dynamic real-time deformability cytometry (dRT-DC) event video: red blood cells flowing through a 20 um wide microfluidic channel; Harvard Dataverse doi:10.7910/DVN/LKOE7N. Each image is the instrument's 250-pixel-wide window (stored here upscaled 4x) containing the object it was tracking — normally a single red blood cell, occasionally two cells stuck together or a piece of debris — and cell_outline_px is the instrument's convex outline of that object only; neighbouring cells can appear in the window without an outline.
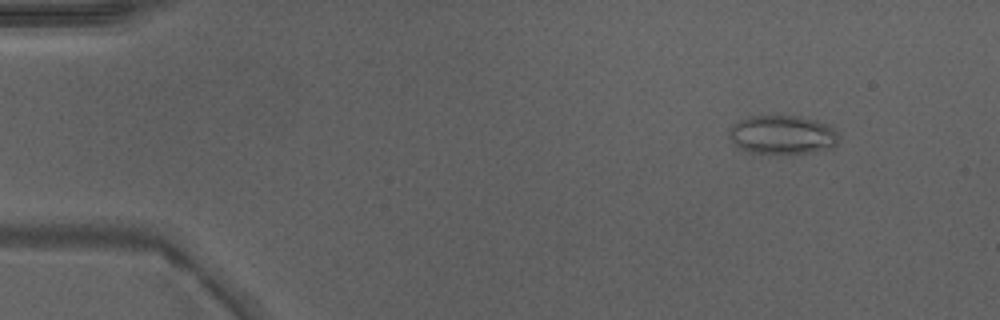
{"species": "Egyptian fruit bat (a non-hibernating species)", "species_latin": "Rousettus aegyptiacus", "temperature_condition": "warm", "stored_images_in_passage": 48, "camera_frame_rate_fps": 3000, "um_per_image_px": 0.085, "animal": {"sex": "male"}, "frame": {"image": 1, "passage_image": 5, "time_ms": 1.333, "image_size_px": [1000, 320], "cell_outline_px": [[840, 136], [836, 144], [832, 148], [808, 152], [756, 152], [740, 148], [728, 136], [728, 132], [732, 124], [740, 120], [752, 116], [800, 116], [816, 120], [828, 124], [836, 128]], "centroid_in_image_um": [66.55, 11.42], "position_along_channel_um": 18.4, "area_um2": 24.51}}
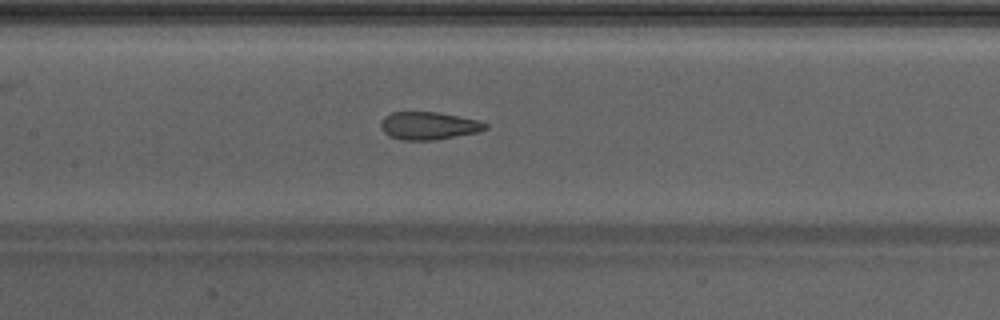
{"frame": {"image": 2, "passage_image": 23, "time_ms": 7.333, "image_size_px": [1000, 320], "cell_outline_px": [[488, 128], [480, 132], [432, 140], [400, 140], [388, 136], [380, 128], [380, 124], [384, 116], [392, 112], [436, 112], [480, 120], [488, 124]], "centroid_in_image_um": [36.43, 10.69], "position_along_channel_um": 171.0, "area_um2": 17.05}}
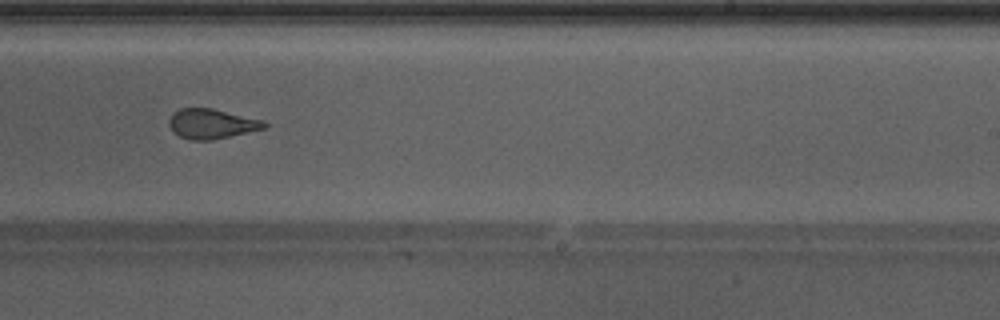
{"frame": {"image": 3, "passage_image": 30, "time_ms": 9.667, "image_size_px": [1000, 320], "cell_outline_px": [[268, 128], [212, 140], [188, 140], [172, 132], [168, 124], [168, 120], [180, 108], [212, 108], [264, 120], [268, 124]], "centroid_in_image_um": [18.02, 10.53], "position_along_channel_um": 271.0, "area_um2": 16.7}, "authors_computed_cell_mechanics": {"area_um2": 18.4093, "velocity_mm_per_s": 4.3051, "shape_relaxation_time_tau1_ms": 3.3466, "shape_relaxation_time_tau2_ms": 1.0986, "deformation_change_tau1": 0.1445, "deformation_change_tau2": 0.0993}}